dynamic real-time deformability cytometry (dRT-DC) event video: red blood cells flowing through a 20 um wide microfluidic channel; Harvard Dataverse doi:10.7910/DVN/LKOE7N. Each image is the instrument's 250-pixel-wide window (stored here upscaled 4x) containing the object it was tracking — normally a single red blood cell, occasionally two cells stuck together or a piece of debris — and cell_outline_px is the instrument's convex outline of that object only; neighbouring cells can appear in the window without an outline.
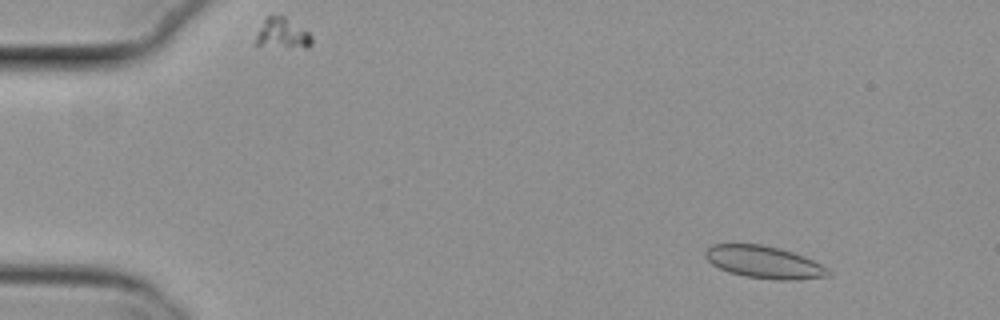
{"species": "common noctule bat (a hibernating species)", "species_latin": "Nyctalus noctula", "temperature_condition": "cold", "stored_images_in_passage": 15, "camera_frame_rate_fps": 3000, "um_per_image_px": 0.085, "animal": {"sex": "female", "body_mass_g": 29.2, "forearm_length_mm": 56.3}, "frame": {"image": 1, "passage_image": 7, "time_ms": 2.0, "image_size_px": [1000, 320], "cell_outline_px": [[832, 276], [796, 280], [780, 280], [744, 276], [728, 272], [712, 264], [704, 256], [704, 252], [712, 244], [760, 244], [780, 248], [804, 256], [828, 268], [832, 272]], "centroid_in_image_um": [64.97, 22.29], "position_along_channel_um": 20.0, "area_um2": 23.24}}